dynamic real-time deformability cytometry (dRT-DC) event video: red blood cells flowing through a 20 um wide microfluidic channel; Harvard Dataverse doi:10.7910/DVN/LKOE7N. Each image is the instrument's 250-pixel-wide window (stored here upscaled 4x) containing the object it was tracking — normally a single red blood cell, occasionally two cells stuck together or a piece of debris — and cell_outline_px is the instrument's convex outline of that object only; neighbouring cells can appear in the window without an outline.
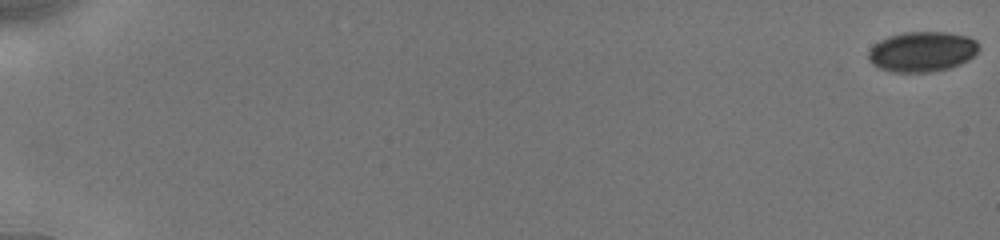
{"species": "human", "species_latin": "Homo sapiens", "temperature_condition": "cold", "stored_images_in_passage": 13, "camera_frame_rate_fps": 3000, "um_per_image_px": 0.085, "donor": {"sex": "male"}, "frame": {"image": 1, "passage_image": 1, "time_ms": 0.0, "image_size_px": [1000, 240], "cell_outline_px": [[980, 48], [968, 60], [960, 64], [948, 68], [932, 72], [892, 72], [880, 68], [872, 64], [868, 60], [868, 52], [880, 40], [888, 36], [904, 32], [944, 32], [968, 36], [976, 40]], "centroid_in_image_um": [78.38, 4.39], "position_along_channel_um": 6.6, "area_um2": 25.84}}
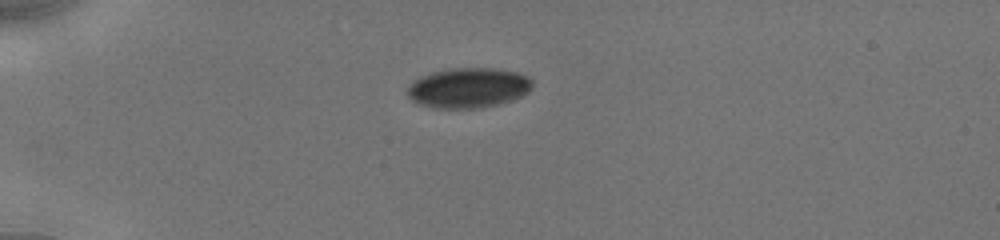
{"frame": {"image": 2, "passage_image": 10, "time_ms": 5.333, "image_size_px": [1000, 240], "cell_outline_px": [[532, 88], [528, 92], [512, 100], [496, 104], [476, 108], [432, 108], [420, 104], [412, 100], [408, 96], [408, 88], [420, 76], [432, 72], [448, 68], [492, 68], [516, 72], [528, 76], [532, 80]], "centroid_in_image_um": [39.82, 7.46], "position_along_channel_um": 45.2, "area_um2": 29.02}}
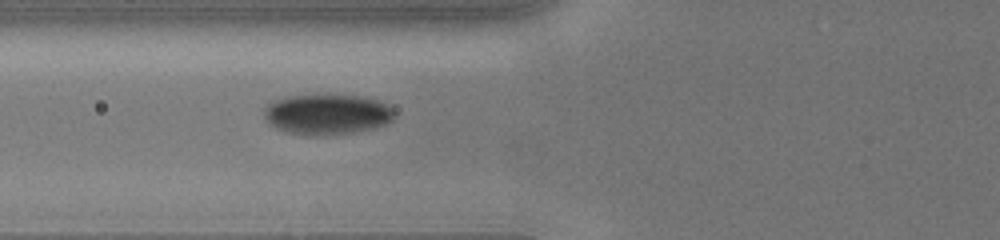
{"frame": {"image": 3, "passage_image": 13, "time_ms": 7.667, "image_size_px": [1000, 240], "cell_outline_px": [[396, 116], [392, 120], [376, 128], [352, 132], [308, 136], [304, 136], [288, 132], [276, 128], [268, 124], [264, 116], [264, 108], [268, 104], [284, 96], [316, 92], [360, 96], [380, 100], [392, 108], [396, 112]], "centroid_in_image_um": [27.79, 9.67], "position_along_channel_um": 98.0, "area_um2": 31.73}}